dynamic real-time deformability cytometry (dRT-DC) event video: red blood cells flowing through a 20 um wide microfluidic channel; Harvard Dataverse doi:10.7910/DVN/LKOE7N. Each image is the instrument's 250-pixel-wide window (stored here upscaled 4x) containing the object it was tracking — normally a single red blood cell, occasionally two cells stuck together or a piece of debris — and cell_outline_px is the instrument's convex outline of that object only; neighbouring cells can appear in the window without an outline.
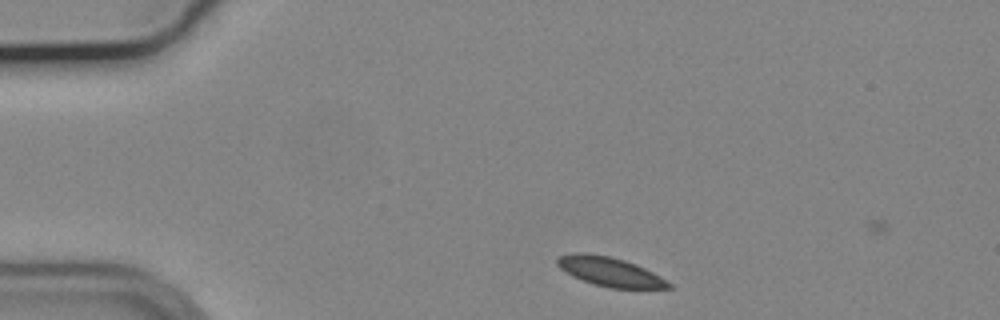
{"species": "common noctule bat (a hibernating species)", "species_latin": "Nyctalus noctula", "temperature_condition": "cold", "stored_images_in_passage": 6, "camera_frame_rate_fps": 3000, "um_per_image_px": 0.085, "animal": {"sex": "male", "body_mass_g": 19.2, "forearm_length_mm": 51.8}, "frame": {"image": 1, "passage_image": 1, "time_ms": 0.0, "image_size_px": [1000, 320], "cell_outline_px": [[672, 288], [608, 288], [592, 284], [572, 276], [560, 268], [556, 264], [556, 260], [560, 256], [572, 252], [584, 252], [608, 256], [624, 260], [636, 264], [652, 272], [672, 284]], "centroid_in_image_um": [51.8, 23.09], "position_along_channel_um": 33.2, "area_um2": 18.9}}